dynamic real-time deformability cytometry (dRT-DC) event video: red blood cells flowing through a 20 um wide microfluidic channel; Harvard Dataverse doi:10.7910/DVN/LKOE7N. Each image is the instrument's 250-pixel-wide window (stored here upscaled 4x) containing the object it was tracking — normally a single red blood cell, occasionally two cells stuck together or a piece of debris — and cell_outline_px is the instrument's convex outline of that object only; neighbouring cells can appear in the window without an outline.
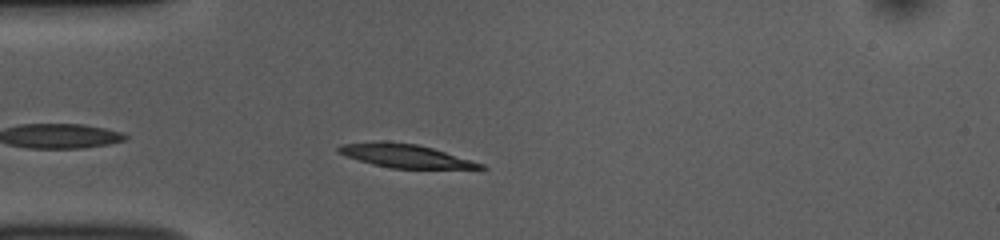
{"species": "common noctule bat (a hibernating species)", "species_latin": "Nyctalus noctula", "temperature_condition": "room temperature", "stored_images_in_passage": 43, "camera_frame_rate_fps": 3000, "um_per_image_px": 0.085, "animal": {"sex": "female", "body_mass_g": 10.0, "forearm_length_mm": 53.1}, "frame": {"image": 1, "passage_image": 4, "time_ms": 1.0, "image_size_px": [1000, 240], "cell_outline_px": [[488, 168], [392, 168], [372, 164], [336, 152], [336, 148], [344, 144], [380, 140], [384, 140], [416, 144], [432, 148], [484, 164]], "centroid_in_image_um": [34.4, 13.23], "position_along_channel_um": 50.6, "area_um2": 19.07}}
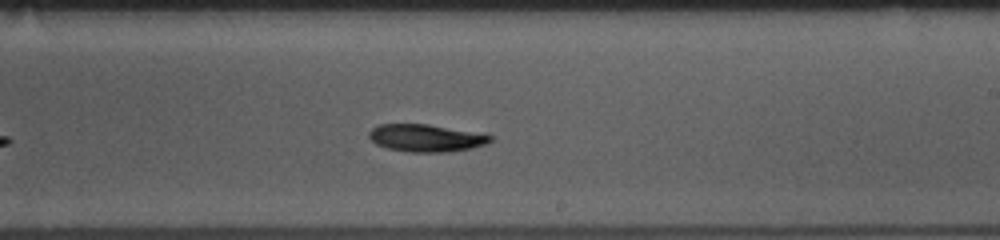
{"frame": {"image": 2, "passage_image": 21, "time_ms": 6.667, "image_size_px": [1000, 240], "cell_outline_px": [[492, 140], [488, 144], [472, 148], [448, 152], [408, 152], [388, 148], [376, 144], [368, 136], [368, 132], [376, 124], [428, 124], [484, 132], [492, 136]], "centroid_in_image_um": [36.27, 11.72], "position_along_channel_um": 252.7, "area_um2": 19.83}}
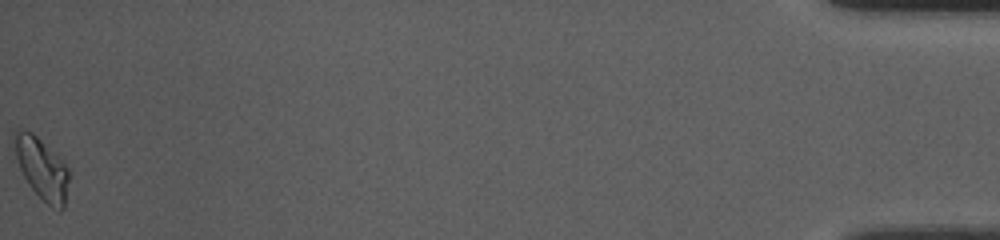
{"frame": {"image": 3, "passage_image": 43, "time_ms": 14.0, "image_size_px": [1000, 240], "cell_outline_px": [[68, 180], [64, 208], [60, 212], [52, 208], [28, 184], [20, 168], [16, 156], [12, 136], [12, 132], [16, 128], [24, 128], [32, 132], [68, 168]], "centroid_in_image_um": [3.51, 14.3], "position_along_channel_um": 431.7, "area_um2": 19.19}, "authors_computed_cell_mechanics": {"area_um2": 19.1318, "velocity_mm_per_s": 3.7579, "shape_relaxation_time_tau1_ms": 4.9383, "shape_relaxation_time_tau2_ms": null, "deformation_change_tau1": 0.1347, "deformation_change_tau2": null}}